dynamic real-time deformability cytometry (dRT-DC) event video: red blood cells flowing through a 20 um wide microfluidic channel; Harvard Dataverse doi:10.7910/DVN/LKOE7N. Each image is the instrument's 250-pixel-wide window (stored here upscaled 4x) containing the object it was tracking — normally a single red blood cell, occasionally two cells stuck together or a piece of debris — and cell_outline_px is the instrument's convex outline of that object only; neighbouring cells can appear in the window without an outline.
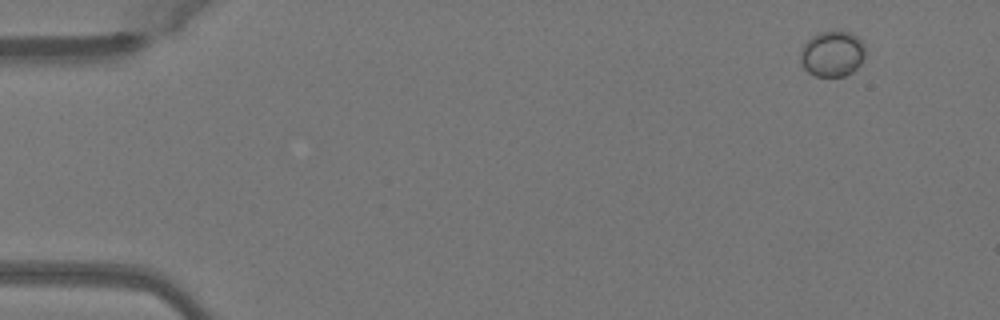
{"species": "Egyptian fruit bat (a non-hibernating species)", "species_latin": "Rousettus aegyptiacus", "temperature_condition": "warm", "stored_images_in_passage": 48, "camera_frame_rate_fps": 3000, "um_per_image_px": 0.085, "animal": {"sex": "female"}, "frame": {"image": 1, "passage_image": 1, "time_ms": 0.0, "image_size_px": [1000, 320], "cell_outline_px": [[864, 56], [860, 64], [852, 72], [844, 76], [816, 76], [808, 72], [800, 64], [800, 52], [804, 44], [812, 36], [820, 32], [832, 28], [848, 32], [856, 36], [864, 44]], "centroid_in_image_um": [70.72, 4.54], "position_along_channel_um": 14.3, "area_um2": 17.51}}
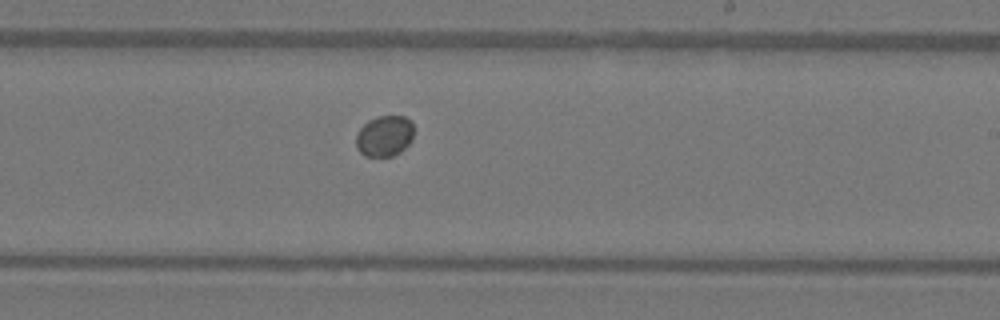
{"frame": {"image": 2, "passage_image": 28, "time_ms": 9.0, "image_size_px": [1000, 320], "cell_outline_px": [[412, 140], [400, 152], [392, 156], [364, 156], [356, 148], [356, 136], [360, 128], [368, 120], [376, 116], [404, 116], [412, 120]], "centroid_in_image_um": [32.67, 11.55], "position_along_channel_um": 256.3, "area_um2": 13.81}}
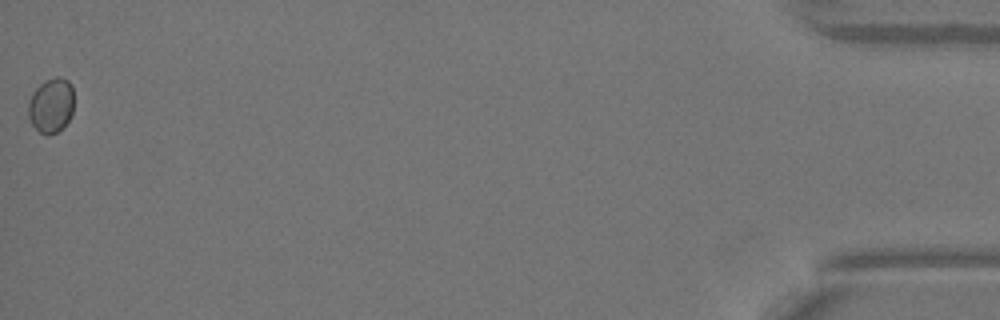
{"frame": {"image": 3, "passage_image": 48, "time_ms": 15.667, "image_size_px": [1000, 320], "cell_outline_px": [[72, 112], [68, 120], [56, 132], [48, 136], [40, 132], [32, 124], [28, 116], [28, 104], [32, 92], [44, 80], [56, 76], [60, 76], [68, 80], [72, 84]], "centroid_in_image_um": [4.33, 8.92], "position_along_channel_um": 430.9, "area_um2": 14.51}}